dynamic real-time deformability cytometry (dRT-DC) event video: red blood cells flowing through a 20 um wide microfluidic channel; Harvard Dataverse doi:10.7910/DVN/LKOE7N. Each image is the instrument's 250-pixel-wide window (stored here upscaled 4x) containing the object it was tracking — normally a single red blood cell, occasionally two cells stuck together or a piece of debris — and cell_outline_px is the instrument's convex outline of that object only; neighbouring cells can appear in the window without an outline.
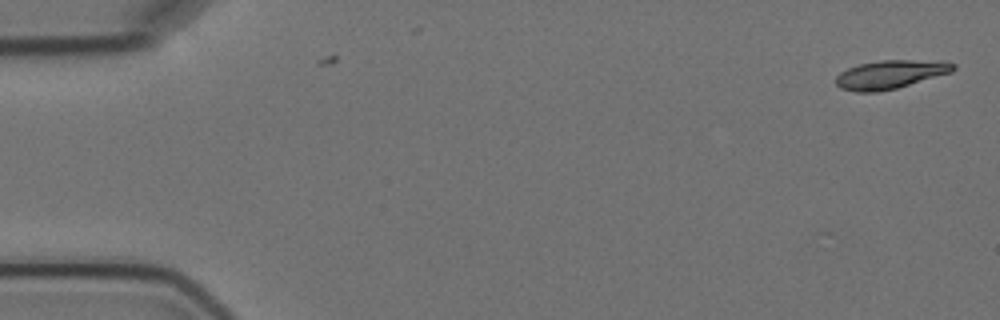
{"species": "Egyptian fruit bat (a non-hibernating species)", "species_latin": "Rousettus aegyptiacus", "temperature_condition": "cold", "stored_images_in_passage": 3, "camera_frame_rate_fps": 3000, "um_per_image_px": 0.085, "animal": {"sex": "female"}, "frame": {"image": 1, "passage_image": 1, "time_ms": 0.0, "image_size_px": [1000, 320], "cell_outline_px": [[956, 68], [952, 72], [896, 88], [876, 92], [856, 92], [840, 88], [836, 84], [836, 76], [840, 72], [848, 68], [860, 64], [880, 60], [944, 60], [956, 64]], "centroid_in_image_um": [75.71, 6.31], "position_along_channel_um": 9.3, "area_um2": 19.59}}